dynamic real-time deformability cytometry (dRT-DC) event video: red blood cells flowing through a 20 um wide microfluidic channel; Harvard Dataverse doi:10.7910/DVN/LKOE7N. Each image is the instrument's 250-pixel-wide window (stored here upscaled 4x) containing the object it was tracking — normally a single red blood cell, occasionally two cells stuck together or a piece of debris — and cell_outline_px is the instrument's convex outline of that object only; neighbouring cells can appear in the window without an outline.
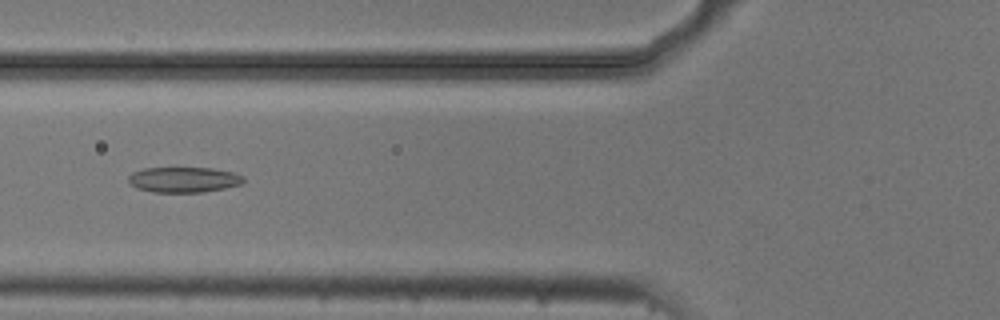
{"species": "common noctule bat (a hibernating species)", "species_latin": "Nyctalus noctula", "temperature_condition": "cold", "stored_images_in_passage": 8, "camera_frame_rate_fps": 3000, "um_per_image_px": 0.085, "animal": {"sex": "male", "body_mass_g": 20.5, "forearm_length_mm": 52.5}, "frame": {"image": 1, "passage_image": 5, "time_ms": 1.333, "image_size_px": [1000, 320], "cell_outline_px": [[244, 184], [204, 192], [152, 192], [136, 188], [128, 180], [128, 176], [132, 172], [144, 168], [212, 168], [232, 172], [244, 176]], "centroid_in_image_um": [15.63, 15.27], "position_along_channel_um": 110.2, "area_um2": 17.11}}
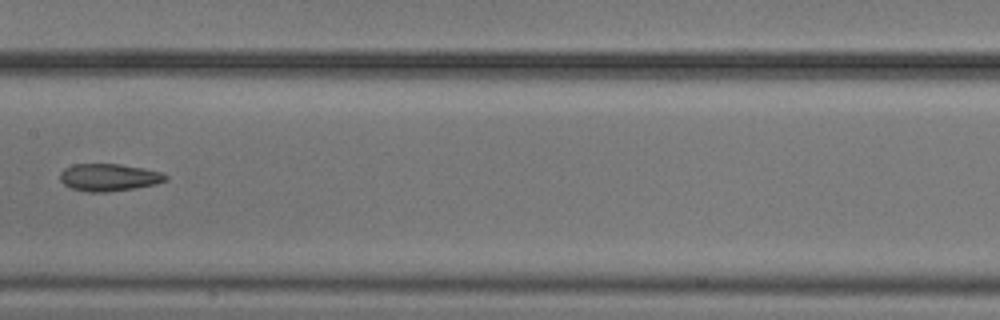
{"frame": {"image": 2, "passage_image": 7, "time_ms": 2.0, "image_size_px": [1000, 320], "cell_outline_px": [[168, 180], [156, 184], [136, 188], [104, 192], [88, 192], [72, 188], [64, 184], [60, 180], [60, 172], [64, 168], [72, 164], [120, 164], [144, 168], [160, 172], [168, 176]], "centroid_in_image_um": [9.26, 15.07], "position_along_channel_um": 198.1, "area_um2": 16.88}}
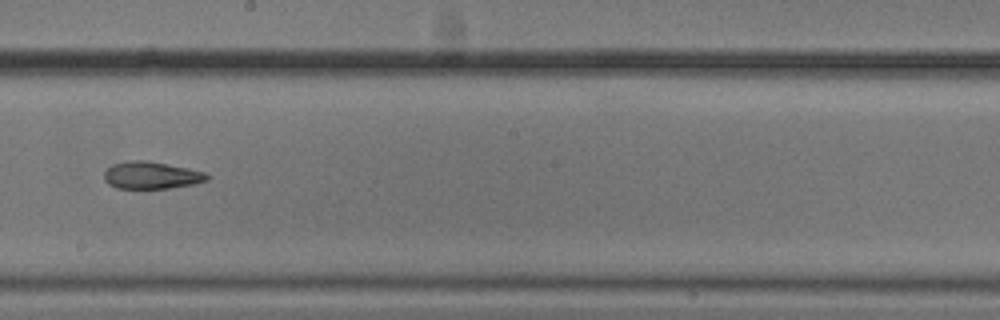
{"frame": {"image": 3, "passage_image": 8, "time_ms": 2.333, "image_size_px": [1000, 320], "cell_outline_px": [[208, 180], [192, 184], [168, 188], [116, 188], [108, 184], [104, 180], [104, 172], [112, 164], [132, 160], [144, 160], [188, 168], [204, 172], [208, 176]], "centroid_in_image_um": [12.82, 14.9], "position_along_channel_um": 235.4, "area_um2": 16.13}}